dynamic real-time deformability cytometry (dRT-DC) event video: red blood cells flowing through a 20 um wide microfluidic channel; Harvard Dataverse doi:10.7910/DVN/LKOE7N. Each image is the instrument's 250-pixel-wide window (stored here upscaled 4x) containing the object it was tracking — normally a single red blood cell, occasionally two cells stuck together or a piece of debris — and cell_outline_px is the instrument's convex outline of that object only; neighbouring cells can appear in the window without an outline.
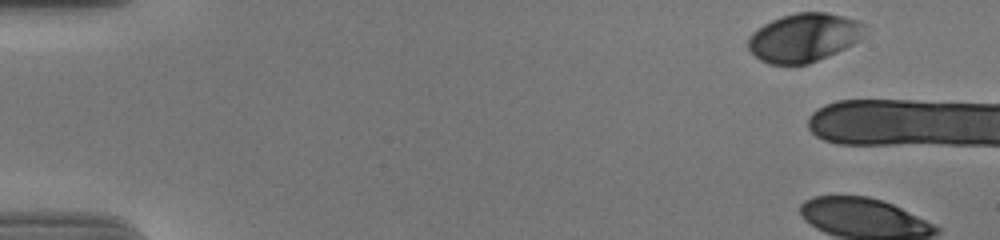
{"species": "human", "species_latin": "Homo sapiens", "temperature_condition": "cold", "stored_images_in_passage": 6, "camera_frame_rate_fps": 3000, "um_per_image_px": 0.085, "donor": {"sex": "male"}, "frame": {"image": 1, "passage_image": 1, "time_ms": 0.0, "image_size_px": [1000, 240], "cell_outline_px": [[864, 24], [856, 40], [852, 44], [836, 52], [808, 64], [768, 64], [760, 60], [748, 48], [748, 36], [752, 32], [764, 24], [780, 16], [796, 12], [824, 12], [844, 16], [856, 20]], "centroid_in_image_um": [68.25, 3.19], "position_along_channel_um": 16.8, "area_um2": 32.48}}